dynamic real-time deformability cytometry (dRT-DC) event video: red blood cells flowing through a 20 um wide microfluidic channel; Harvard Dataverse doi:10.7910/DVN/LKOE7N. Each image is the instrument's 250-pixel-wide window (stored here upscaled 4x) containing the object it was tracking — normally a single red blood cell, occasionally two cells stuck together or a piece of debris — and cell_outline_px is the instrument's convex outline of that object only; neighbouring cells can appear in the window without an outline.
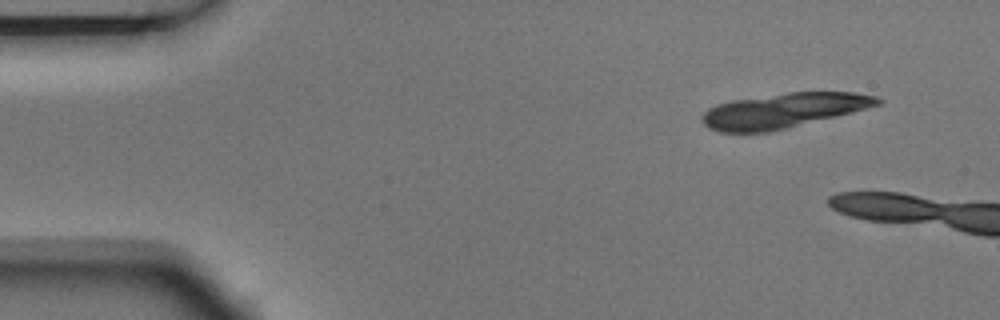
{"species": "Egyptian fruit bat (a non-hibernating species)", "species_latin": "Rousettus aegyptiacus", "temperature_condition": "room temperature", "stored_images_in_passage": 3, "camera_frame_rate_fps": 3000, "um_per_image_px": 0.085, "animal": {"sex": "male"}, "frame": {"image": 1, "passage_image": 1, "time_ms": 0.0, "image_size_px": [1000, 320], "cell_outline_px": [[884, 100], [880, 104], [768, 132], [720, 132], [708, 128], [700, 120], [700, 116], [708, 108], [716, 104], [732, 100], [788, 92], [852, 92], [876, 96]], "centroid_in_image_um": [66.49, 9.38], "position_along_channel_um": 18.5, "area_um2": 34.91}}